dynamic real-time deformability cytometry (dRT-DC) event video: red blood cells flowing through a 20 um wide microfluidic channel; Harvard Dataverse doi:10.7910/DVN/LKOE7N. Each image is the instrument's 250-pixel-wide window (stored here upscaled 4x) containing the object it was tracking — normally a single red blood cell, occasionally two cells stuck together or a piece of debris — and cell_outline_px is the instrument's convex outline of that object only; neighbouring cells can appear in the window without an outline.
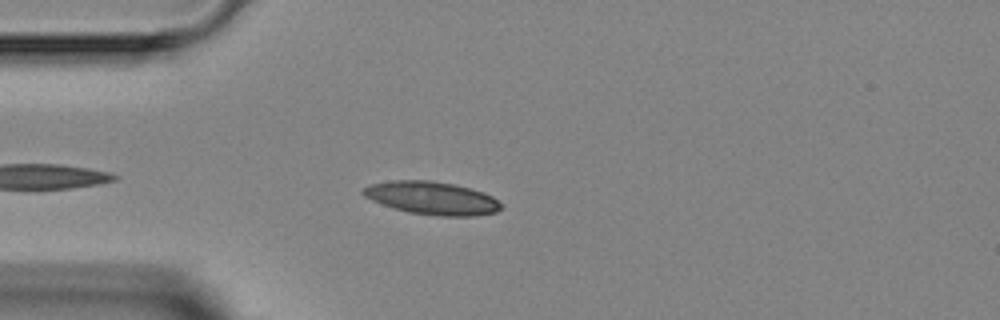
{"species": "Egyptian fruit bat (a non-hibernating species)", "species_latin": "Rousettus aegyptiacus", "temperature_condition": "room temperature", "stored_images_in_passage": 3, "camera_frame_rate_fps": 3000, "um_per_image_px": 0.085, "animal": {"sex": "female"}, "frame": {"image": 1, "passage_image": 3, "time_ms": 2.667, "image_size_px": [1000, 320], "cell_outline_px": [[504, 208], [496, 212], [476, 216], [444, 216], [408, 212], [372, 200], [364, 196], [360, 192], [364, 188], [372, 184], [392, 180], [428, 180], [456, 184], [484, 192], [492, 196], [504, 204]], "centroid_in_image_um": [36.79, 16.83], "position_along_channel_um": 48.2, "area_um2": 26.53}}